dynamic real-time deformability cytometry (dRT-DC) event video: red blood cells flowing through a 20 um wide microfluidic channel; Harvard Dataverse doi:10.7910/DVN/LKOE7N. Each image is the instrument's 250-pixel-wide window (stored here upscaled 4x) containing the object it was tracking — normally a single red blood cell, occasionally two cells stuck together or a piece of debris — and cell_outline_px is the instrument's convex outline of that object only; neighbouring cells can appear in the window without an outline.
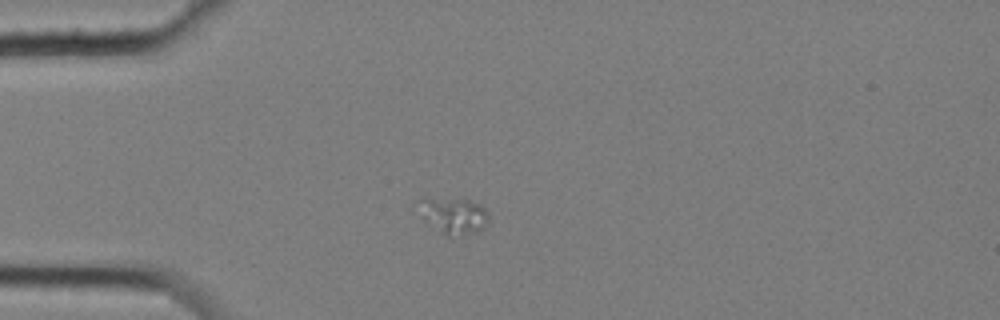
{"species": "common noctule bat (a hibernating species)", "species_latin": "Nyctalus noctula", "temperature_condition": "cold", "stored_images_in_passage": 3, "camera_frame_rate_fps": 3000, "um_per_image_px": 0.085, "animal": {"sex": "female", "body_mass_g": 25.1}, "frame": {"image": 1, "passage_image": 3, "time_ms": 0.667, "image_size_px": [1000, 320], "cell_outline_px": [[488, 224], [484, 228], [476, 232], [448, 236], [424, 220], [412, 204], [416, 200], [460, 196], [480, 204], [488, 212]], "centroid_in_image_um": [38.51, 18.25], "position_along_channel_um": 46.5, "area_um2": 15.37}}